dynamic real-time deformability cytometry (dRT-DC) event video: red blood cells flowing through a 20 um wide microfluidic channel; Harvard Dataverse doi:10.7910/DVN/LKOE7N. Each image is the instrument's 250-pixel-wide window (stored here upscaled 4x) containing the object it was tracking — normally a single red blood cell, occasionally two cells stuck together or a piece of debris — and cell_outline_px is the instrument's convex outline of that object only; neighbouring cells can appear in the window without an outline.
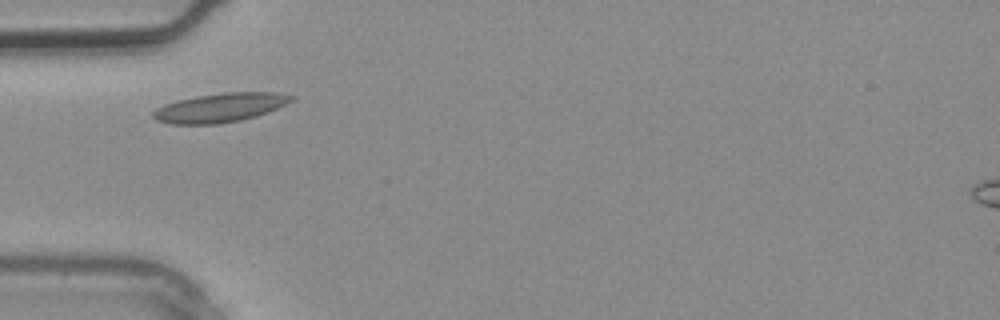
{"species": "common noctule bat (a hibernating species)", "species_latin": "Nyctalus noctula", "temperature_condition": "warm", "stored_images_in_passage": 1, "camera_frame_rate_fps": 3000, "um_per_image_px": 0.085, "animal": {"sex": "male", "body_mass_g": 20.4}, "frame": {"image": 1, "passage_image": 1, "time_ms": 0.0, "image_size_px": [1000, 320], "cell_outline_px": [[296, 96], [292, 100], [268, 112], [256, 116], [240, 120], [216, 124], [168, 124], [156, 120], [152, 116], [152, 112], [156, 108], [164, 104], [176, 100], [196, 96], [224, 92], [276, 92]], "centroid_in_image_um": [18.66, 9.15], "position_along_channel_um": 66.3, "area_um2": 23.41}}